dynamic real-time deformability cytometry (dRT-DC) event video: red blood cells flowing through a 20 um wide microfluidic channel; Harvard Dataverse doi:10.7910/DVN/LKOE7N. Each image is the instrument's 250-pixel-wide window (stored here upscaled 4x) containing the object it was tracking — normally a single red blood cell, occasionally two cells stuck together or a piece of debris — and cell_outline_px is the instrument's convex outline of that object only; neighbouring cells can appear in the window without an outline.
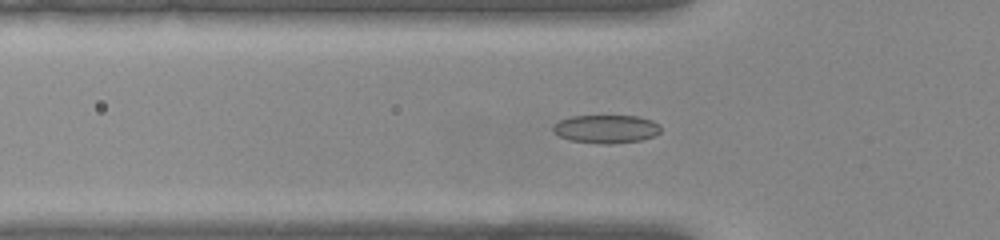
{"species": "common noctule bat (a hibernating species)", "species_latin": "Nyctalus noctula", "temperature_condition": "warm", "stored_images_in_passage": 50, "camera_frame_rate_fps": 3000, "um_per_image_px": 0.085, "animal": {"sex": "female", "body_mass_g": 22.0, "forearm_length_mm": 56.7}, "frame": {"image": 1, "passage_image": 14, "time_ms": 4.333, "image_size_px": [1000, 240], "cell_outline_px": [[660, 132], [656, 136], [640, 140], [612, 144], [600, 144], [568, 140], [560, 136], [552, 128], [560, 120], [572, 116], [636, 116], [652, 120], [660, 124]], "centroid_in_image_um": [51.56, 10.97], "position_along_channel_um": 74.2, "area_um2": 17.74}}
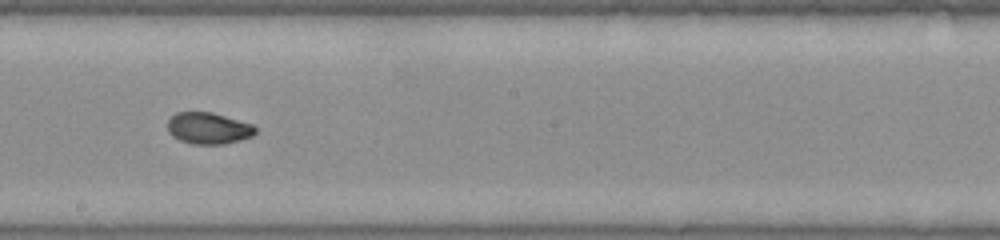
{"frame": {"image": 2, "passage_image": 26, "time_ms": 8.333, "image_size_px": [1000, 240], "cell_outline_px": [[256, 132], [252, 136], [240, 140], [224, 144], [192, 144], [180, 140], [172, 136], [168, 132], [168, 120], [176, 112], [212, 112], [252, 124], [256, 128]], "centroid_in_image_um": [17.71, 10.9], "position_along_channel_um": 230.5, "area_um2": 16.13}}
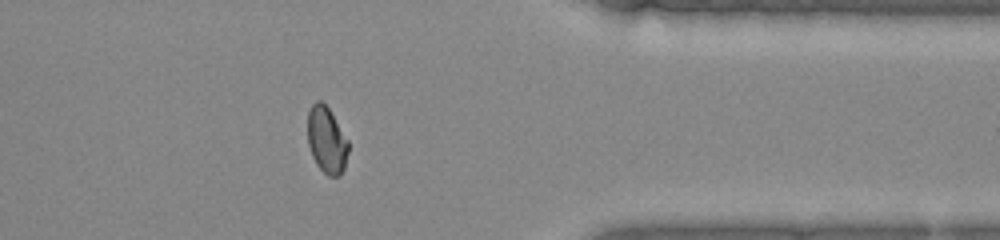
{"frame": {"image": 3, "passage_image": 39, "time_ms": 12.667, "image_size_px": [1000, 240], "cell_outline_px": [[348, 152], [344, 168], [340, 176], [328, 176], [316, 164], [312, 156], [308, 144], [308, 112], [312, 104], [316, 100], [320, 100], [328, 108], [348, 140]], "centroid_in_image_um": [27.76, 11.92], "position_along_channel_um": 383.6, "area_um2": 15.66}, "authors_computed_cell_mechanics": {"area_um2": 16.6175, "velocity_mm_per_s": 3.8988, "shape_relaxation_time_tau1_ms": 6.8795, "shape_relaxation_time_tau2_ms": 1.4118, "deformation_change_tau1": 0.1846, "deformation_change_tau2": 0.0384}}